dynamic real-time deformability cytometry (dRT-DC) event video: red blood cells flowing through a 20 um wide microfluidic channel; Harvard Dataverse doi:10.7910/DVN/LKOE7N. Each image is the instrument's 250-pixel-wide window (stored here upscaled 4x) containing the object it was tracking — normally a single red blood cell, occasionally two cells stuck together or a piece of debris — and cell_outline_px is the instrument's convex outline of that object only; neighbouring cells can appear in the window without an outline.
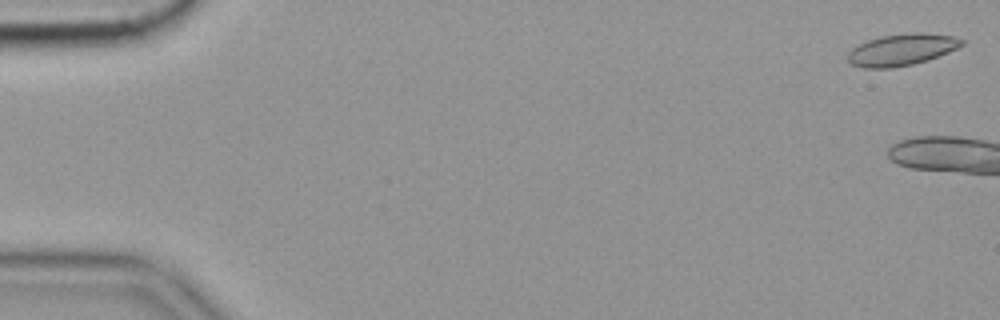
{"species": "common noctule bat (a hibernating species)", "species_latin": "Nyctalus noctula", "temperature_condition": "cold", "stored_images_in_passage": 12, "camera_frame_rate_fps": 3000, "um_per_image_px": 0.085, "animal": {"sex": "female", "body_mass_g": 19.9}, "frame": {"image": 1, "passage_image": 1, "time_ms": 0.0, "image_size_px": [1000, 320], "cell_outline_px": [[964, 44], [948, 52], [928, 60], [912, 64], [892, 68], [864, 68], [852, 64], [848, 60], [848, 52], [852, 48], [868, 40], [880, 36], [912, 32], [924, 32], [956, 36], [964, 40]], "centroid_in_image_um": [76.67, 4.21], "position_along_channel_um": 8.3, "area_um2": 21.1}}